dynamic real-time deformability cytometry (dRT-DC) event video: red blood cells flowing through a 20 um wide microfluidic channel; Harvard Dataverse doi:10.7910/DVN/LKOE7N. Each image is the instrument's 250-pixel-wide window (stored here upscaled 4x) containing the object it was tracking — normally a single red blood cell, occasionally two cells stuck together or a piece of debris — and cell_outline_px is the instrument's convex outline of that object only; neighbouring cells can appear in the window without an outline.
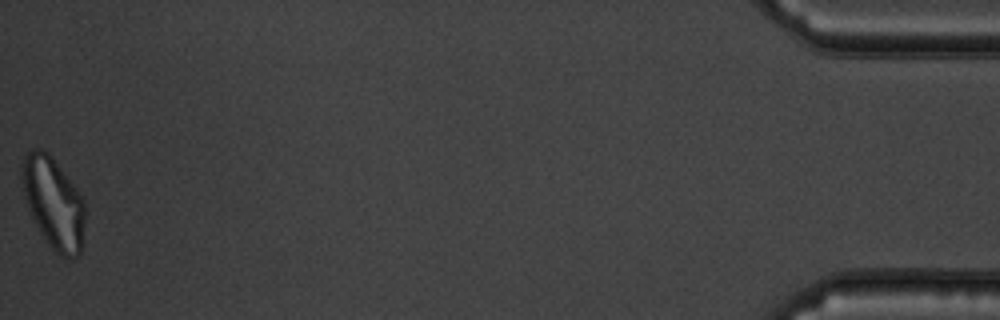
{"species": "common noctule bat (a hibernating species)", "species_latin": "Nyctalus noctula", "temperature_condition": "warm", "stored_images_in_passage": 39, "camera_frame_rate_fps": 3000, "um_per_image_px": 0.085, "animal": {"sex": "male", "body_mass_g": 19.5, "forearm_length_mm": 54.6}, "frame": {"image": 1, "passage_image": 39, "time_ms": 12.667, "image_size_px": [1000, 320], "cell_outline_px": [[84, 220], [80, 256], [72, 260], [68, 260], [56, 252], [52, 248], [40, 232], [28, 212], [20, 176], [20, 168], [24, 156], [28, 152], [36, 148], [40, 148], [48, 152], [76, 188], [84, 200]], "centroid_in_image_um": [4.52, 17.26], "position_along_channel_um": 430.7, "area_um2": 33.64}, "authors_computed_cell_mechanics": {"area_um2": 28.4954, "velocity_mm_per_s": 3.711, "shape_relaxation_time_tau1_ms": null, "shape_relaxation_time_tau2_ms": 1.6098, "deformation_change_tau1": null, "deformation_change_tau2": 0.0891}}